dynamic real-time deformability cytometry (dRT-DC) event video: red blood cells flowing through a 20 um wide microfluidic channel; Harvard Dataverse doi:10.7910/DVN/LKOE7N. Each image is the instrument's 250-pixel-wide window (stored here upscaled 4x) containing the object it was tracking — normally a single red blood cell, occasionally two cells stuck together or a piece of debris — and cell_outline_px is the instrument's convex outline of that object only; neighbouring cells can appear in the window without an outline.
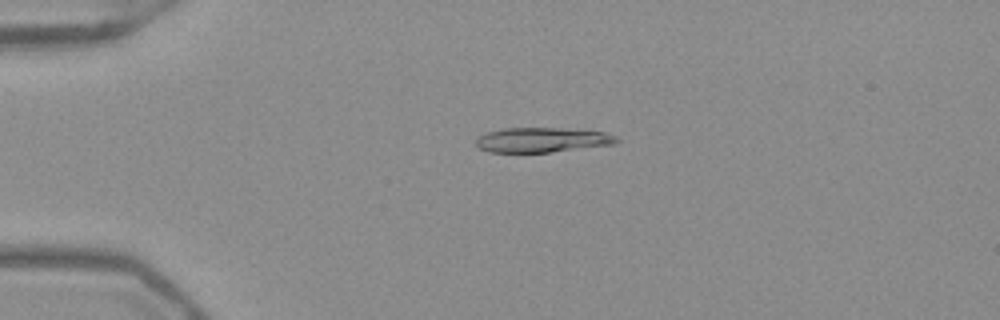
{"species": "Egyptian fruit bat (a non-hibernating species)", "species_latin": "Rousettus aegyptiacus", "temperature_condition": "warm", "stored_images_in_passage": 45, "camera_frame_rate_fps": 3000, "um_per_image_px": 0.085, "frame": {"image": 1, "passage_image": 6, "time_ms": 1.667, "image_size_px": [1000, 320], "cell_outline_px": [[620, 140], [616, 144], [552, 152], [488, 152], [480, 148], [476, 144], [476, 136], [488, 132], [504, 128], [560, 128], [604, 132], [616, 136]], "centroid_in_image_um": [46.08, 11.89], "position_along_channel_um": 38.9, "area_um2": 20.35}}
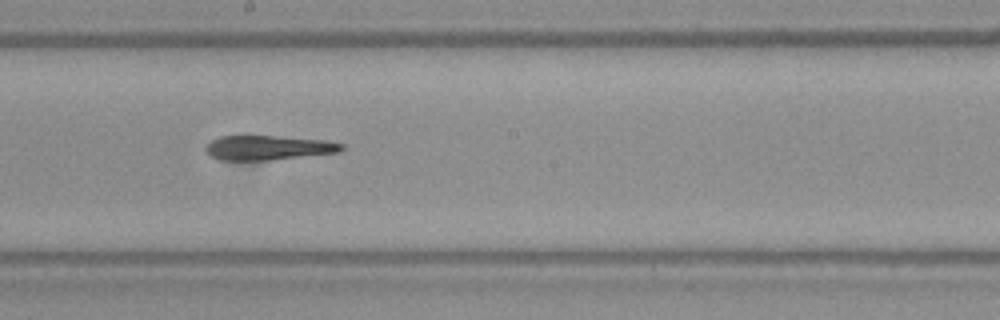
{"frame": {"image": 2, "passage_image": 23, "time_ms": 7.333, "image_size_px": [1000, 320], "cell_outline_px": [[344, 148], [340, 152], [272, 160], [220, 160], [212, 156], [204, 148], [212, 140], [220, 136], [276, 136], [328, 140], [344, 144]], "centroid_in_image_um": [22.85, 12.55], "position_along_channel_um": 225.4, "area_um2": 19.42}}
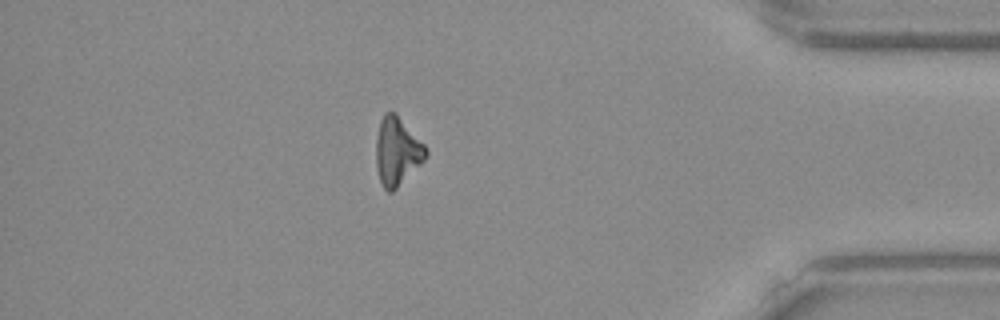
{"frame": {"image": 3, "passage_image": 39, "time_ms": 12.667, "image_size_px": [1000, 320], "cell_outline_px": [[428, 156], [392, 192], [388, 192], [384, 188], [380, 180], [376, 168], [376, 140], [380, 120], [384, 112], [396, 112], [424, 144], [428, 152]], "centroid_in_image_um": [33.74, 12.83], "position_along_channel_um": 401.5, "area_um2": 19.65}}